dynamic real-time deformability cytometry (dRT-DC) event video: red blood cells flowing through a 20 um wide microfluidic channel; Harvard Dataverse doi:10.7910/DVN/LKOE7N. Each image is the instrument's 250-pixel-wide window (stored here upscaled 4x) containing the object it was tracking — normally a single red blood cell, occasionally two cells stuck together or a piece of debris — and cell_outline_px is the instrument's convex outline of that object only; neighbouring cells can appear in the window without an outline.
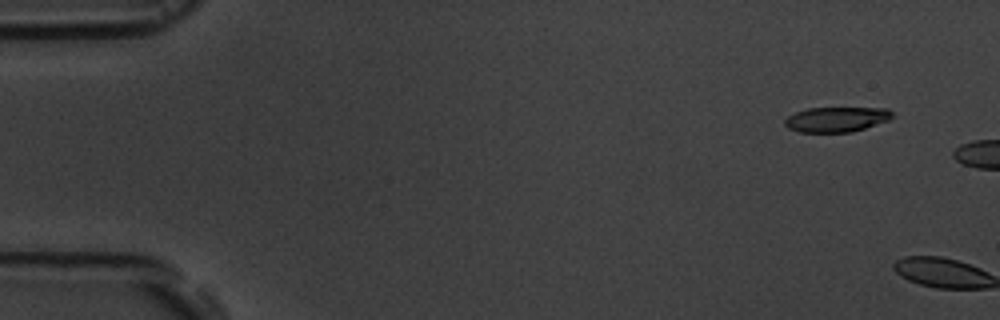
{"species": "common noctule bat (a hibernating species)", "species_latin": "Nyctalus noctula", "temperature_condition": "room temperature", "stored_images_in_passage": 6, "camera_frame_rate_fps": 3000, "um_per_image_px": 0.085, "animal": {"sex": "male", "body_mass_g": 19.5, "forearm_length_mm": 54.6}, "frame": {"image": 1, "passage_image": 2, "time_ms": 1.333, "image_size_px": [1000, 320], "cell_outline_px": [[892, 116], [888, 120], [852, 132], [800, 132], [788, 128], [784, 124], [784, 120], [788, 116], [796, 112], [808, 108], [888, 108], [892, 112]], "centroid_in_image_um": [71.07, 10.14], "position_along_channel_um": 13.9, "area_um2": 15.55}}